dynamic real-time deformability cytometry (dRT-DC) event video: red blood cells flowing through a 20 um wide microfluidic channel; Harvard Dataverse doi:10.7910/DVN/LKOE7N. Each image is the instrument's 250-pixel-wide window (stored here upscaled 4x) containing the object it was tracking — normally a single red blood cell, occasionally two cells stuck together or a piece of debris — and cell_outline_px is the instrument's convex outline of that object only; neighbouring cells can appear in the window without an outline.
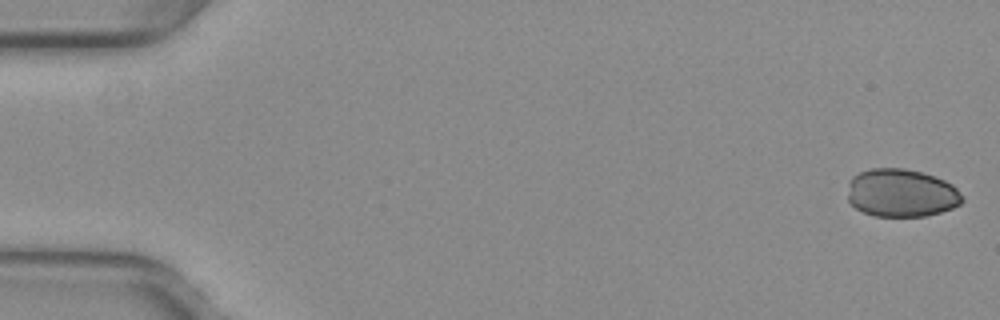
{"species": "common noctule bat (a hibernating species)", "species_latin": "Nyctalus noctula", "temperature_condition": "warm", "stored_images_in_passage": 7, "camera_frame_rate_fps": 3000, "um_per_image_px": 0.085, "animal": {"sex": "female", "body_mass_g": 29.2, "forearm_length_mm": 56.3}, "frame": {"image": 1, "passage_image": 1, "time_ms": 0.0, "image_size_px": [1000, 320], "cell_outline_px": [[964, 200], [960, 204], [952, 208], [940, 212], [924, 216], [872, 216], [856, 208], [848, 200], [848, 180], [852, 176], [860, 172], [872, 168], [904, 168], [924, 172], [944, 180], [952, 184], [964, 196]], "centroid_in_image_um": [76.61, 16.39], "position_along_channel_um": 8.4, "area_um2": 32.37}}